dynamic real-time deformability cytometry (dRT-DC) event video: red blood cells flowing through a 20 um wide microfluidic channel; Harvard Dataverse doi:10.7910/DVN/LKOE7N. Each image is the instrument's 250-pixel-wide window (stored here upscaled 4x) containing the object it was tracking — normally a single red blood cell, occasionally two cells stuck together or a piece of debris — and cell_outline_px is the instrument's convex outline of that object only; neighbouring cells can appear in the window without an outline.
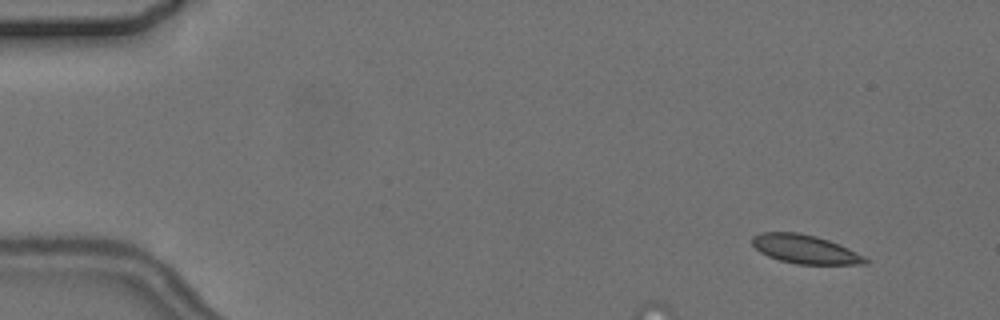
{"species": "common noctule bat (a hibernating species)", "species_latin": "Nyctalus noctula", "temperature_condition": "cold", "stored_images_in_passage": 10, "camera_frame_rate_fps": 3000, "um_per_image_px": 0.085, "animal": {"sex": "female", "body_mass_g": 24.6, "forearm_length_mm": 56.2}, "frame": {"image": 1, "passage_image": 2, "time_ms": 1.0, "image_size_px": [1000, 320], "cell_outline_px": [[872, 260], [868, 264], [796, 264], [780, 260], [768, 256], [760, 252], [752, 244], [752, 236], [760, 232], [796, 232], [816, 236], [840, 244]], "centroid_in_image_um": [68.45, 21.18], "position_along_channel_um": 16.6, "area_um2": 19.02}}
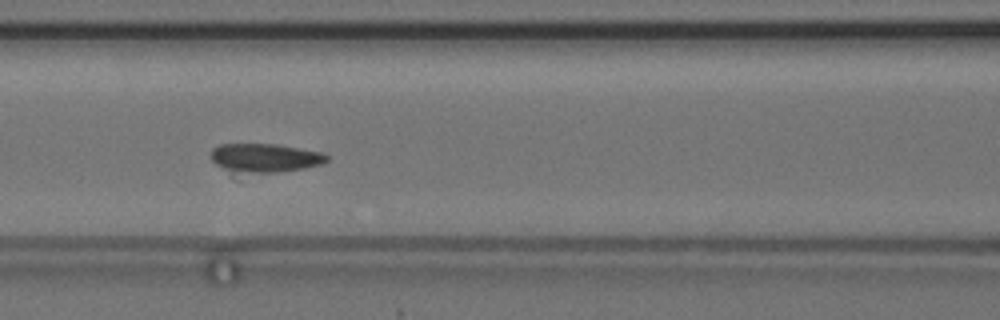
{"frame": {"image": 2, "passage_image": 7, "time_ms": 7.667, "image_size_px": [1000, 320], "cell_outline_px": [[328, 160], [324, 164], [304, 168], [236, 180], [216, 164], [212, 160], [212, 148], [220, 144], [276, 144], [320, 152], [328, 156]], "centroid_in_image_um": [22.39, 13.53], "position_along_channel_um": 144.2, "area_um2": 21.04}}